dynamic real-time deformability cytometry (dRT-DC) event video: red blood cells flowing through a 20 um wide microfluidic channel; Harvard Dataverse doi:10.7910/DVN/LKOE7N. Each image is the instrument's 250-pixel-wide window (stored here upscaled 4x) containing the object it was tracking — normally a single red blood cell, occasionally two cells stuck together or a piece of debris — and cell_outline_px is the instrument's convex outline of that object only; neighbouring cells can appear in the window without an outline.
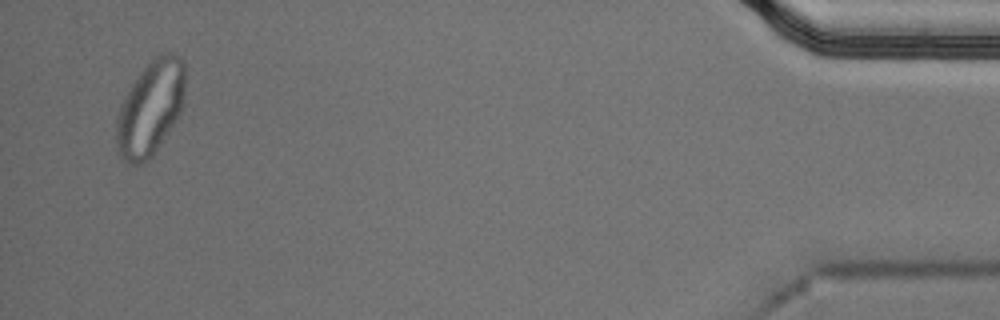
{"species": "Egyptian fruit bat (a non-hibernating species)", "species_latin": "Rousettus aegyptiacus", "temperature_condition": "cold", "stored_images_in_passage": 55, "segment_of_instrument_passage": [2, 2], "camera_frame_rate_fps": 3000, "um_per_image_px": 0.085, "animal": {"sex": "male"}, "frame": {"image": 1, "passage_image": 53, "time_ms": 17.333, "image_size_px": [1000, 320], "cell_outline_px": [[184, 104], [176, 120], [152, 156], [144, 164], [128, 164], [120, 156], [116, 140], [116, 120], [120, 104], [132, 84], [140, 72], [156, 56], [164, 52], [168, 52], [180, 56], [184, 60]], "centroid_in_image_um": [12.78, 9.2], "position_along_channel_um": 422.4, "area_um2": 37.86}}